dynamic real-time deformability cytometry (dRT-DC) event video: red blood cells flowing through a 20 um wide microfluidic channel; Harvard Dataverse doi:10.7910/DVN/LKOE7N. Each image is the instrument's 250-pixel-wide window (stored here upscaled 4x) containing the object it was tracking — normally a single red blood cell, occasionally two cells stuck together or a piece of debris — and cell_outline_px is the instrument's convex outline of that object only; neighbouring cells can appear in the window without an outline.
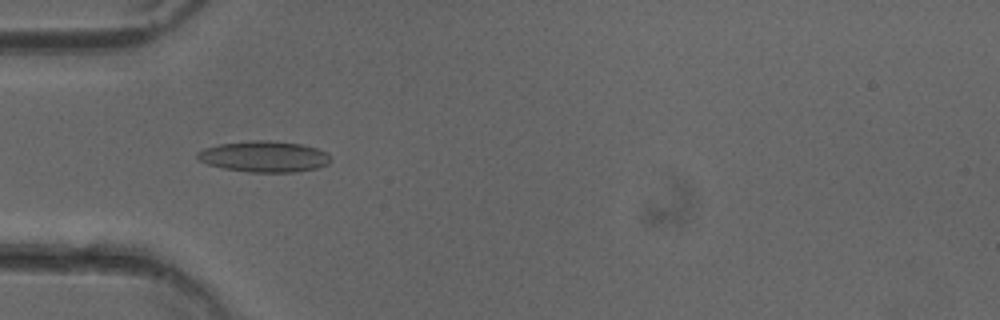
{"species": "common noctule bat (a hibernating species)", "species_latin": "Nyctalus noctula", "temperature_condition": "cold", "stored_images_in_passage": 29, "camera_frame_rate_fps": 3000, "um_per_image_px": 0.085, "animal": {"sex": "female"}, "frame": {"image": 1, "passage_image": 3, "time_ms": 0.667, "image_size_px": [1000, 320], "cell_outline_px": [[332, 160], [328, 164], [320, 168], [296, 172], [248, 172], [224, 168], [208, 164], [200, 160], [196, 156], [196, 152], [204, 148], [220, 144], [252, 140], [268, 140], [300, 144], [316, 148], [328, 152]], "centroid_in_image_um": [22.49, 13.31], "position_along_channel_um": 62.5, "area_um2": 24.22}}
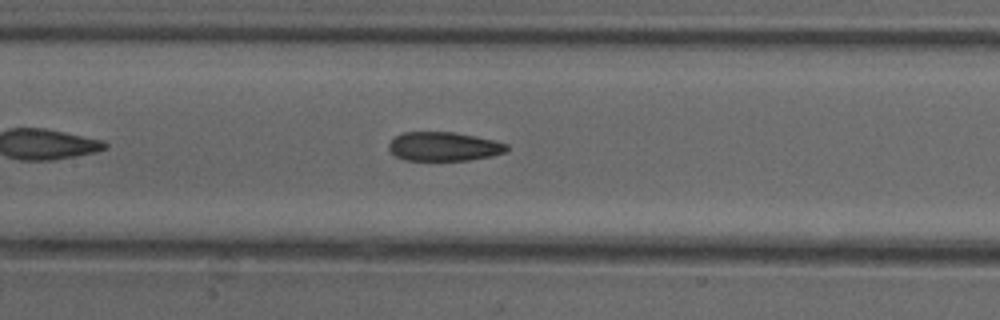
{"frame": {"image": 2, "passage_image": 11, "time_ms": 3.333, "image_size_px": [1000, 320], "cell_outline_px": [[508, 152], [492, 156], [468, 160], [404, 160], [396, 156], [388, 148], [388, 144], [396, 136], [404, 132], [456, 132], [496, 140], [508, 144]], "centroid_in_image_um": [37.77, 12.45], "position_along_channel_um": 169.6, "area_um2": 20.06}}
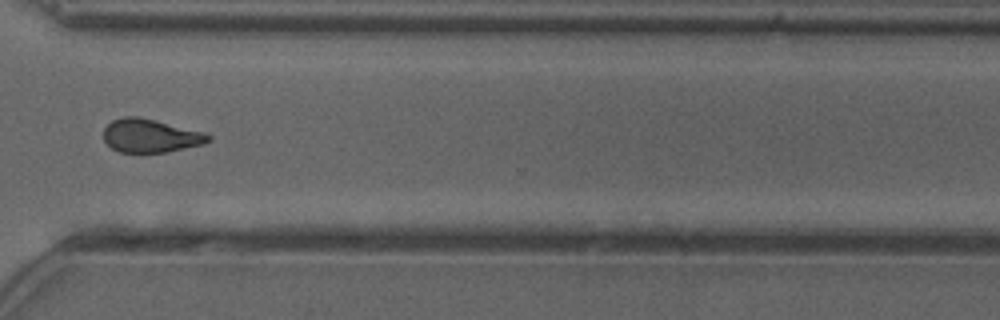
{"frame": {"image": 3, "passage_image": 25, "time_ms": 8.0, "image_size_px": [1000, 320], "cell_outline_px": [[212, 140], [204, 144], [168, 152], [140, 156], [120, 152], [112, 148], [104, 140], [104, 128], [112, 120], [124, 116], [140, 116], [204, 132], [212, 136]], "centroid_in_image_um": [12.79, 11.58], "position_along_channel_um": 357.8, "area_um2": 21.21}, "authors_computed_cell_mechanics": {"area_um2": 20.808, "velocity_mm_per_s": 4.0494, "shape_relaxation_time_tau1_ms": 9.8583, "shape_relaxation_time_tau2_ms": 3.278, "deformation_change_tau1": 0.2055, "deformation_change_tau2": 0.1047}}